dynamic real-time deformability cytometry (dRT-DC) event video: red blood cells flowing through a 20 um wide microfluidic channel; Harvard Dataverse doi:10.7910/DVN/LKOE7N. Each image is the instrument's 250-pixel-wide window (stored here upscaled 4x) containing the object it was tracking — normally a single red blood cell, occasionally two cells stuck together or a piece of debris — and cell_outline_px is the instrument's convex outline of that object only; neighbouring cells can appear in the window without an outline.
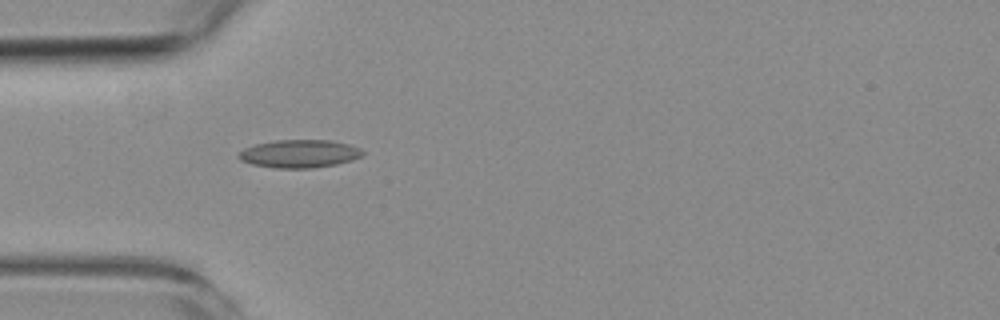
{"species": "common noctule bat (a hibernating species)", "species_latin": "Nyctalus noctula", "temperature_condition": "room temperature", "stored_images_in_passage": 14, "camera_frame_rate_fps": 3000, "um_per_image_px": 0.085, "animal": {"sex": "female", "body_mass_g": 19.3, "forearm_length_mm": 54.1}, "frame": {"image": 1, "passage_image": 4, "time_ms": 4.333, "image_size_px": [1000, 320], "cell_outline_px": [[364, 152], [360, 156], [352, 160], [336, 164], [312, 168], [276, 168], [252, 164], [240, 160], [236, 156], [244, 148], [256, 144], [276, 140], [328, 140], [348, 144], [360, 148]], "centroid_in_image_um": [25.43, 13.06], "position_along_channel_um": 59.6, "area_um2": 20.11}}
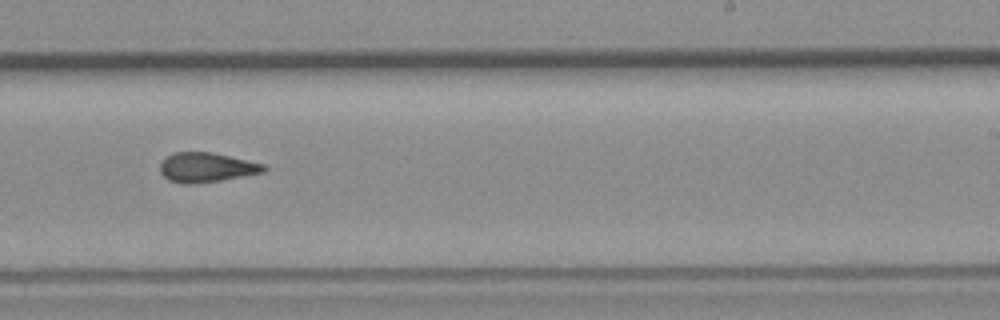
{"frame": {"image": 2, "passage_image": 9, "time_ms": 10.0, "image_size_px": [1000, 320], "cell_outline_px": [[268, 168], [264, 172], [220, 180], [192, 184], [180, 184], [168, 180], [160, 172], [160, 164], [172, 152], [212, 152], [264, 164]], "centroid_in_image_um": [17.53, 14.23], "position_along_channel_um": 271.5, "area_um2": 17.8}}
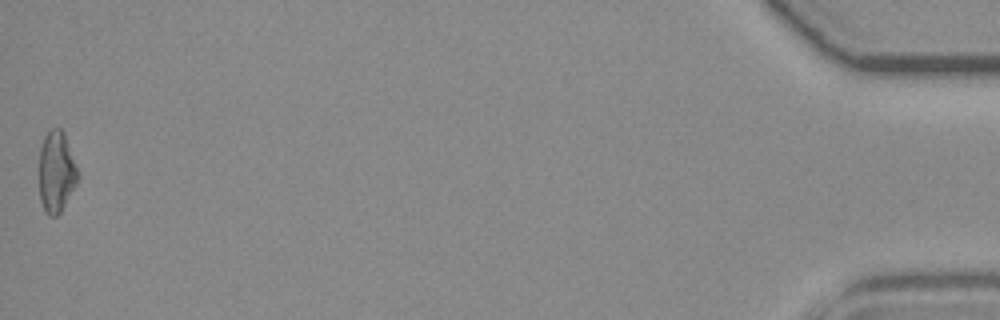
{"frame": {"image": 3, "passage_image": 14, "time_ms": 17.0, "image_size_px": [1000, 320], "cell_outline_px": [[80, 176], [76, 184], [60, 212], [56, 216], [48, 216], [44, 212], [40, 200], [40, 148], [44, 136], [52, 128], [60, 128], [64, 132]], "centroid_in_image_um": [4.79, 14.61], "position_along_channel_um": 430.4, "area_um2": 18.21}, "authors_computed_cell_mechanics": {"area_um2": 18.0336, "velocity_mm_per_s": 3.7812, "shape_relaxation_time_tau1_ms": null, "shape_relaxation_time_tau2_ms": 4.4202, "deformation_change_tau1": null, "deformation_change_tau2": 0.0971}}